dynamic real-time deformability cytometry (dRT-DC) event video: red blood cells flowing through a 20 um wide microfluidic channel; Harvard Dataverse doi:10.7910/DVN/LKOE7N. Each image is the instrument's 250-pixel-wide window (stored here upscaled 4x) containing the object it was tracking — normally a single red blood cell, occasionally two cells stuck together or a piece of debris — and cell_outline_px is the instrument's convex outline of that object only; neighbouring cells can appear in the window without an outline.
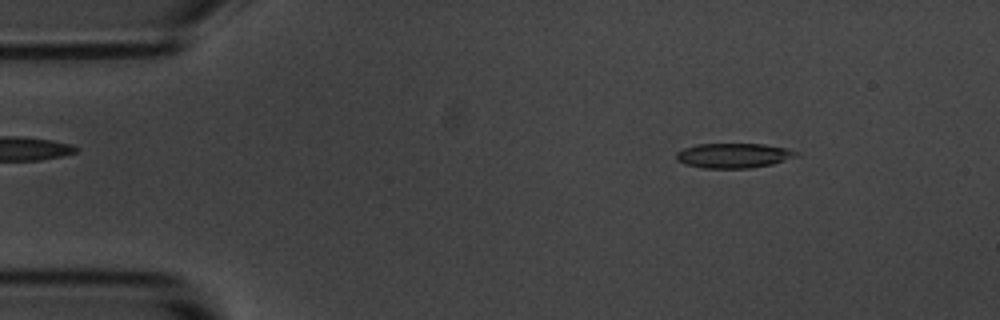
{"species": "common noctule bat (a hibernating species)", "species_latin": "Nyctalus noctula", "temperature_condition": "room temperature", "stored_images_in_passage": 5, "camera_frame_rate_fps": 3000, "um_per_image_px": 0.085, "animal": {"sex": "male", "body_mass_g": 20.1, "forearm_length_mm": 53.5}, "frame": {"image": 1, "passage_image": 2, "time_ms": 0.333, "image_size_px": [1000, 320], "cell_outline_px": [[800, 156], [772, 164], [748, 168], [704, 168], [684, 164], [676, 160], [676, 152], [684, 148], [696, 144], [764, 144], [788, 148], [800, 152]], "centroid_in_image_um": [62.38, 13.22], "position_along_channel_um": 22.6, "area_um2": 17.51}}